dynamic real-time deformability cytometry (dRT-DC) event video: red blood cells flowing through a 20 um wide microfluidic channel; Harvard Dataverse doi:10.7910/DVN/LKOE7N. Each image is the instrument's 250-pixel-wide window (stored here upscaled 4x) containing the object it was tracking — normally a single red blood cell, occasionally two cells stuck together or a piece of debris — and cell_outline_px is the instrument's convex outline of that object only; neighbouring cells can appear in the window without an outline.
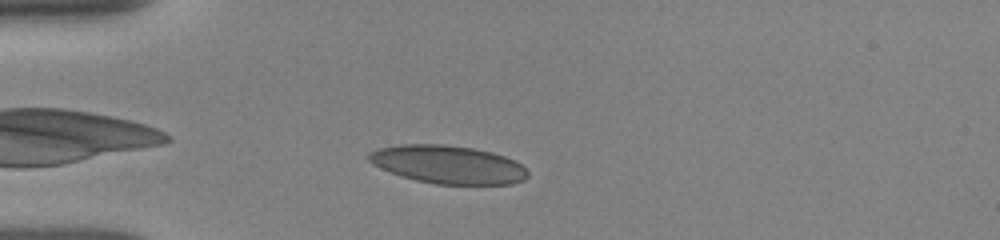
{"species": "human", "species_latin": "Homo sapiens", "temperature_condition": "room temperature", "stored_images_in_passage": 41, "camera_frame_rate_fps": 3000, "um_per_image_px": 0.085, "donor": {"sex": "female"}, "frame": {"image": 1, "passage_image": 3, "time_ms": 0.667, "image_size_px": [1000, 240], "cell_outline_px": [[528, 176], [524, 180], [512, 184], [436, 184], [416, 180], [380, 168], [372, 164], [368, 160], [368, 152], [380, 148], [400, 144], [444, 144], [472, 148], [492, 152], [516, 160], [528, 172]], "centroid_in_image_um": [38.09, 13.98], "position_along_channel_um": 46.9, "area_um2": 35.26}}
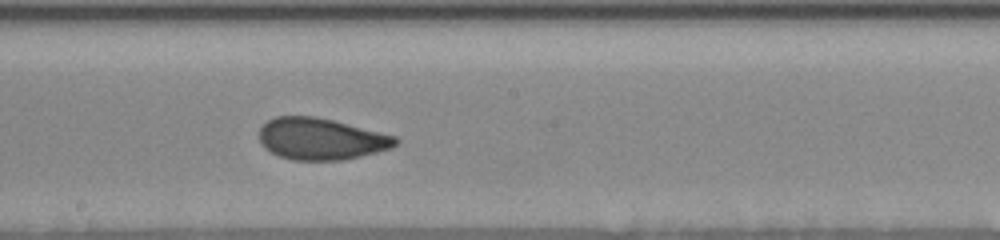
{"frame": {"image": 2, "passage_image": 18, "time_ms": 5.667, "image_size_px": [1000, 240], "cell_outline_px": [[400, 140], [392, 148], [360, 156], [340, 160], [292, 160], [280, 156], [264, 148], [260, 144], [260, 128], [268, 120], [276, 116], [316, 116], [396, 136]], "centroid_in_image_um": [27.27, 11.8], "position_along_channel_um": 220.9, "area_um2": 32.95}}
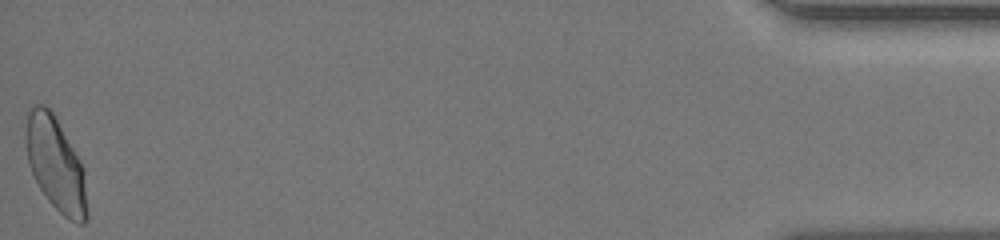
{"frame": {"image": 3, "passage_image": 41, "time_ms": 13.333, "image_size_px": [1000, 240], "cell_outline_px": [[88, 220], [84, 224], [80, 224], [68, 220], [48, 200], [40, 188], [32, 172], [28, 160], [24, 140], [24, 132], [28, 108], [32, 104], [44, 104], [52, 112], [80, 160], [84, 168], [88, 212]], "centroid_in_image_um": [4.73, 13.95], "position_along_channel_um": 430.5, "area_um2": 33.7}, "authors_computed_cell_mechanics": {"area_um2": 33.2928, "velocity_mm_per_s": 3.8786, "shape_relaxation_time_tau1_ms": 5.4078, "shape_relaxation_time_tau2_ms": 0.8569, "deformation_change_tau1": 0.1521, "deformation_change_tau2": 0.0658}}